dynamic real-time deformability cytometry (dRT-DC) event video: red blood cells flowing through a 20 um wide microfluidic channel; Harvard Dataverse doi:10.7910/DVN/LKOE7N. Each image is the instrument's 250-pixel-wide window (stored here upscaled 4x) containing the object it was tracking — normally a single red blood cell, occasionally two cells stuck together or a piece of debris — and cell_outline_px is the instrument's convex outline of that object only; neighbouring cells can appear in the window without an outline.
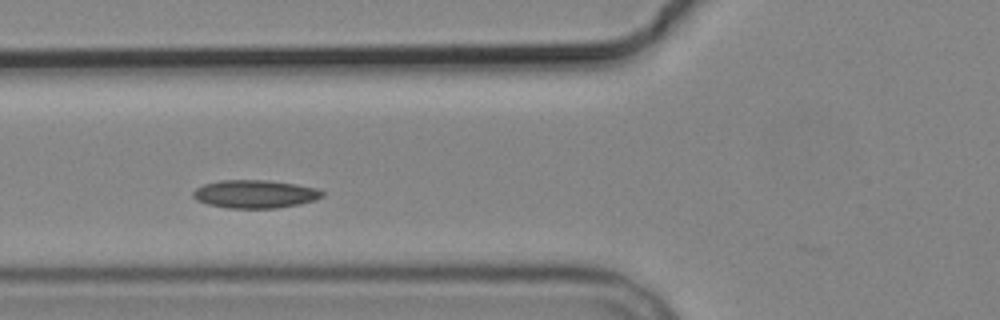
{"species": "common noctule bat (a hibernating species)", "species_latin": "Nyctalus noctula", "temperature_condition": "cold", "stored_images_in_passage": 10, "camera_frame_rate_fps": 3000, "um_per_image_px": 0.085, "animal": {"sex": "male", "body_mass_g": 19.2, "forearm_length_mm": 51.8}, "frame": {"image": 1, "passage_image": 2, "time_ms": 1.333, "image_size_px": [1000, 320], "cell_outline_px": [[324, 196], [316, 200], [300, 204], [276, 208], [228, 208], [208, 204], [196, 200], [192, 196], [192, 192], [196, 188], [204, 184], [220, 180], [264, 180], [296, 184], [316, 188], [324, 192]], "centroid_in_image_um": [21.67, 16.49], "position_along_channel_um": 104.1, "area_um2": 21.21}}
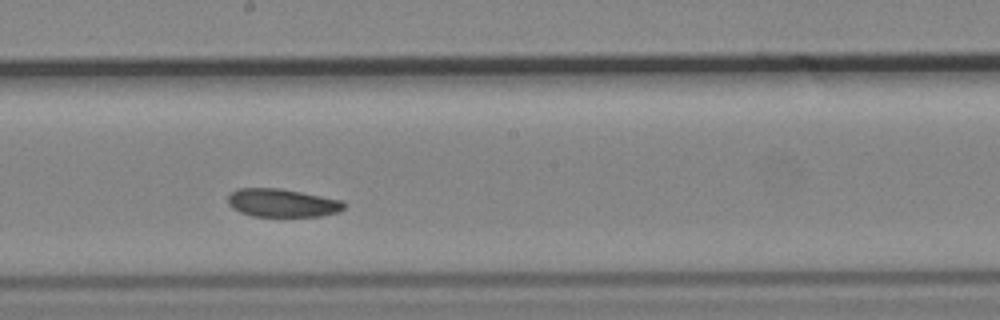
{"frame": {"image": 2, "passage_image": 5, "time_ms": 4.667, "image_size_px": [1000, 320], "cell_outline_px": [[348, 204], [340, 212], [320, 216], [252, 216], [240, 212], [232, 208], [228, 204], [228, 196], [236, 188], [280, 188], [340, 200]], "centroid_in_image_um": [23.98, 17.25], "position_along_channel_um": 224.2, "area_um2": 19.07}}
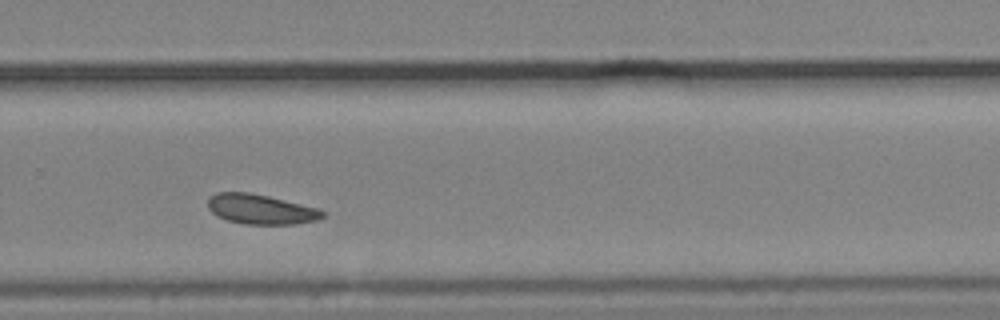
{"frame": {"image": 3, "passage_image": 7, "time_ms": 7.0, "image_size_px": [1000, 320], "cell_outline_px": [[324, 216], [316, 220], [296, 224], [244, 224], [228, 220], [216, 216], [208, 208], [208, 196], [216, 192], [248, 192], [268, 196], [316, 208], [324, 212]], "centroid_in_image_um": [22.1, 17.78], "position_along_channel_um": 307.7, "area_um2": 19.83}}